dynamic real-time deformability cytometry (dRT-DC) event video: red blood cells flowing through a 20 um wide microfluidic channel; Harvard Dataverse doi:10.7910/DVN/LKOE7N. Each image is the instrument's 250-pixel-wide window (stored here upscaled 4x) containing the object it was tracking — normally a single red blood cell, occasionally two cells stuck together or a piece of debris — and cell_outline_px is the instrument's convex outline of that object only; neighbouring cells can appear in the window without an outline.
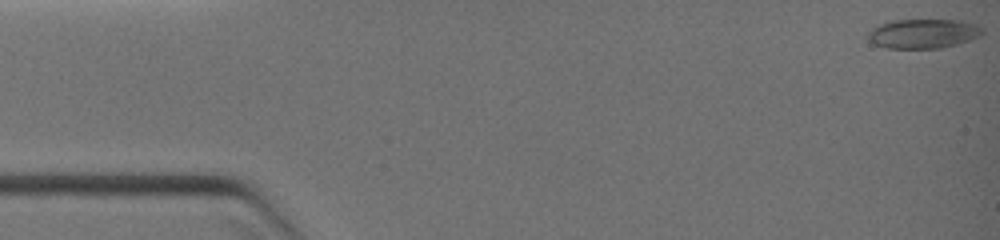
{"species": "common noctule bat (a hibernating species)", "species_latin": "Nyctalus noctula", "temperature_condition": "warm", "stored_images_in_passage": 33, "camera_frame_rate_fps": 3000, "um_per_image_px": 0.085, "animal": {"sex": "female", "body_mass_g": 19.0, "forearm_length_mm": 51.5}, "frame": {"image": 1, "passage_image": 1, "time_ms": 0.0, "image_size_px": [1000, 240], "cell_outline_px": [[984, 32], [976, 36], [956, 44], [940, 48], [888, 48], [876, 44], [868, 40], [868, 32], [872, 28], [880, 24], [892, 20], [960, 20], [976, 24], [984, 28]], "centroid_in_image_um": [78.45, 2.84], "position_along_channel_um": 6.5, "area_um2": 19.36}}
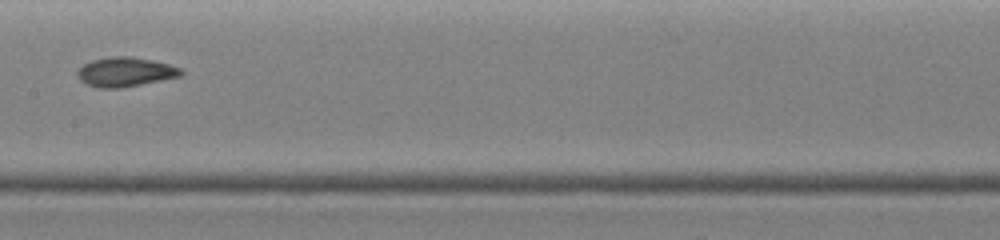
{"frame": {"image": 2, "passage_image": 19, "time_ms": 6.0, "image_size_px": [1000, 240], "cell_outline_px": [[184, 72], [180, 76], [120, 88], [100, 88], [88, 84], [80, 80], [76, 76], [76, 72], [84, 64], [92, 60], [108, 56], [128, 56], [152, 60], [168, 64], [180, 68]], "centroid_in_image_um": [10.61, 6.1], "position_along_channel_um": 196.8, "area_um2": 17.57}}
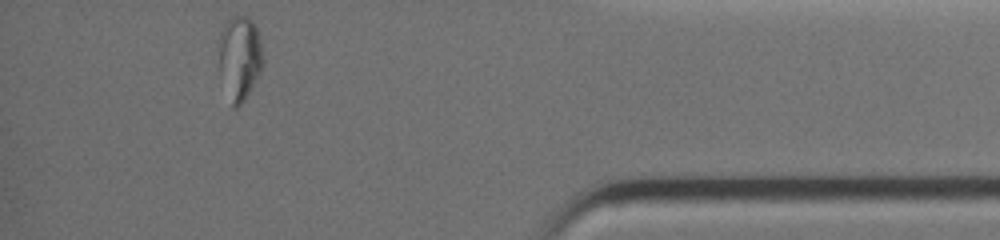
{"frame": {"image": 3, "passage_image": 32, "time_ms": 10.667, "image_size_px": [1000, 240], "cell_outline_px": [[264, 64], [260, 72], [244, 100], [236, 108], [232, 108], [220, 68], [216, 44], [216, 40], [224, 24], [232, 16], [248, 16], [252, 20], [256, 28], [260, 40], [264, 60]], "centroid_in_image_um": [20.35, 4.85], "position_along_channel_um": 414.8, "area_um2": 21.79}}